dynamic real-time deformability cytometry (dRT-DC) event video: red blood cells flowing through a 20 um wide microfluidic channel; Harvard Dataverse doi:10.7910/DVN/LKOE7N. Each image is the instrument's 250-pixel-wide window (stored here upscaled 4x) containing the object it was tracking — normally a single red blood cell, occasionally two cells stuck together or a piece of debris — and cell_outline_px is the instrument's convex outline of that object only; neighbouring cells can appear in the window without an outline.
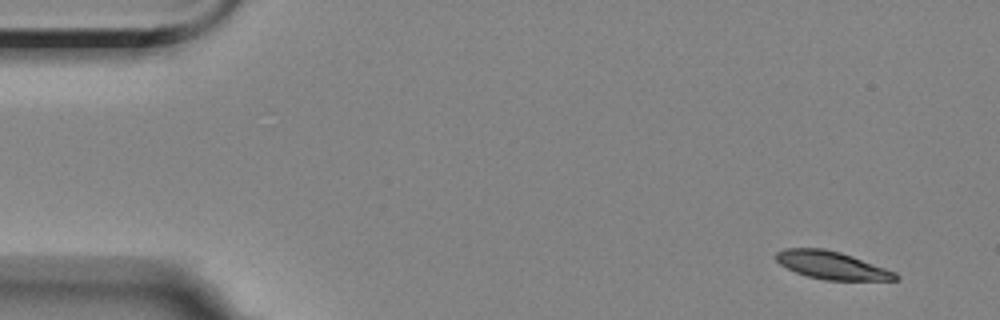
{"species": "Egyptian fruit bat (a non-hibernating species)", "species_latin": "Rousettus aegyptiacus", "temperature_condition": "room temperature", "stored_images_in_passage": 5, "camera_frame_rate_fps": 3000, "um_per_image_px": 0.085, "animal": {"sex": "female"}, "frame": {"image": 1, "passage_image": 1, "time_ms": 0.0, "image_size_px": [1000, 320], "cell_outline_px": [[900, 280], [824, 280], [808, 276], [796, 272], [780, 264], [776, 260], [776, 252], [784, 248], [824, 248], [840, 252], [852, 256], [896, 272], [900, 276]], "centroid_in_image_um": [70.71, 22.55], "position_along_channel_um": 14.3, "area_um2": 19.31}}